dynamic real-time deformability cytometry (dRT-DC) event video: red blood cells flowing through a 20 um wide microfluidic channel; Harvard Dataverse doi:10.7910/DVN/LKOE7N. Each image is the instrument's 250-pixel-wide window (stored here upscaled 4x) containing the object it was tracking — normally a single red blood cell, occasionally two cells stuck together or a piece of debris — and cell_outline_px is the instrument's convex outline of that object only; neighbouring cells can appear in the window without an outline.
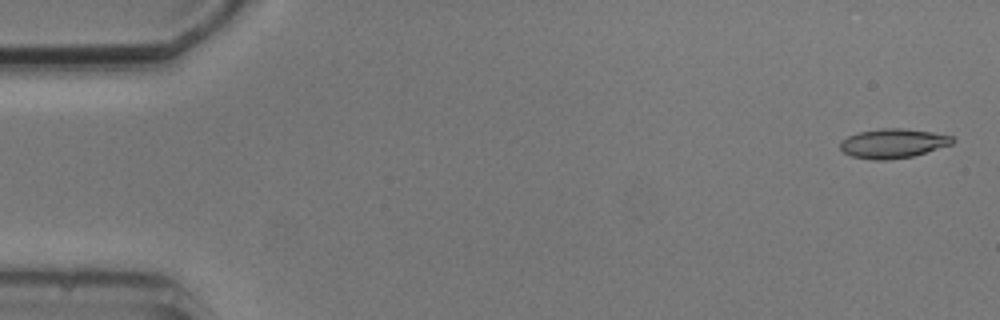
{"species": "common noctule bat (a hibernating species)", "species_latin": "Nyctalus noctula", "temperature_condition": "cold", "stored_images_in_passage": 4, "camera_frame_rate_fps": 3000, "um_per_image_px": 0.085, "animal": {"sex": "male", "body_mass_g": 20.5, "forearm_length_mm": 52.5}, "frame": {"image": 1, "passage_image": 1, "time_ms": 0.0, "image_size_px": [1000, 320], "cell_outline_px": [[956, 140], [952, 144], [912, 156], [888, 160], [872, 160], [852, 156], [844, 152], [840, 148], [840, 140], [848, 136], [860, 132], [884, 128], [900, 128], [932, 132], [952, 136]], "centroid_in_image_um": [75.9, 12.19], "position_along_channel_um": 9.1, "area_um2": 19.07}}
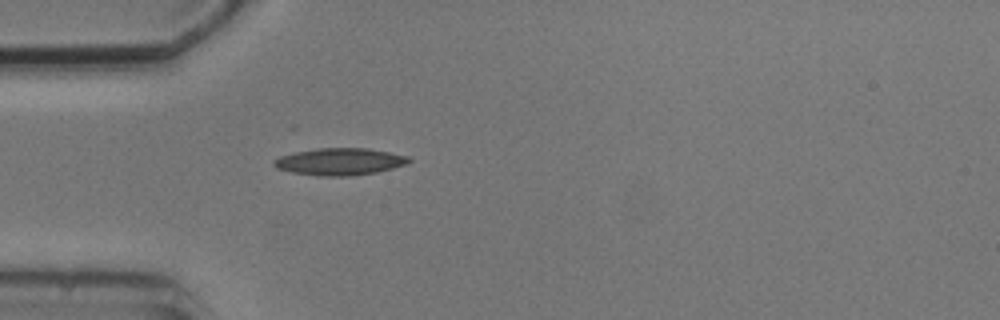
{"frame": {"image": 2, "passage_image": 4, "time_ms": 4.667, "image_size_px": [1000, 320], "cell_outline_px": [[412, 160], [404, 164], [392, 168], [376, 172], [352, 176], [320, 176], [292, 172], [276, 168], [272, 164], [272, 160], [280, 156], [296, 152], [320, 148], [368, 148], [408, 156]], "centroid_in_image_um": [28.85, 13.74], "position_along_channel_um": 56.2, "area_um2": 21.15}}